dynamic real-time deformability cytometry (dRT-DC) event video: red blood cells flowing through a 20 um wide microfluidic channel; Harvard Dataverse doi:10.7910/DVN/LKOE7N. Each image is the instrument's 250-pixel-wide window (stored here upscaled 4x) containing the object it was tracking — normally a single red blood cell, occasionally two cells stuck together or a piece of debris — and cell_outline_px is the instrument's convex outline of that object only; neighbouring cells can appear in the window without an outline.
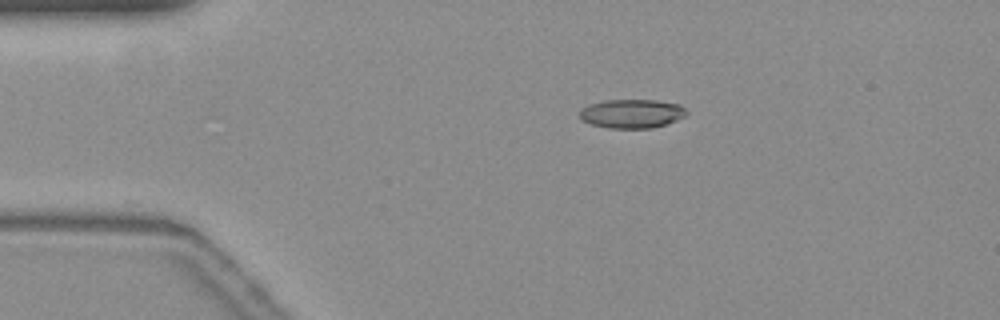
{"species": "common noctule bat (a hibernating species)", "species_latin": "Nyctalus noctula", "temperature_condition": "warm", "stored_images_in_passage": 46, "camera_frame_rate_fps": 3000, "um_per_image_px": 0.085, "animal": {"sex": "female", "body_mass_g": 19.3, "forearm_length_mm": 54.1}, "frame": {"image": 1, "passage_image": 1, "time_ms": 0.0, "image_size_px": [1000, 320], "cell_outline_px": [[688, 112], [684, 116], [676, 120], [652, 128], [608, 128], [592, 124], [584, 120], [580, 116], [580, 108], [588, 104], [604, 100], [656, 100], [680, 104]], "centroid_in_image_um": [53.69, 9.64], "position_along_channel_um": 31.3, "area_um2": 17.92}}
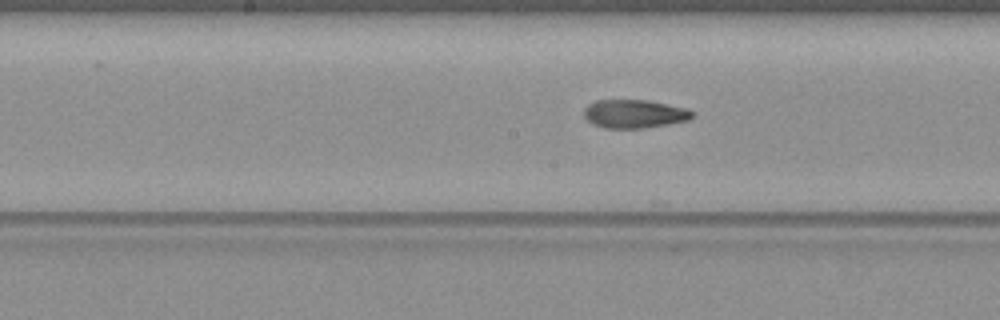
{"frame": {"image": 2, "passage_image": 18, "time_ms": 5.667, "image_size_px": [1000, 320], "cell_outline_px": [[692, 116], [688, 120], [668, 124], [644, 128], [604, 128], [592, 124], [584, 116], [584, 108], [588, 104], [596, 100], [648, 100], [688, 108], [692, 112]], "centroid_in_image_um": [53.9, 9.67], "position_along_channel_um": 194.3, "area_um2": 17.98}}
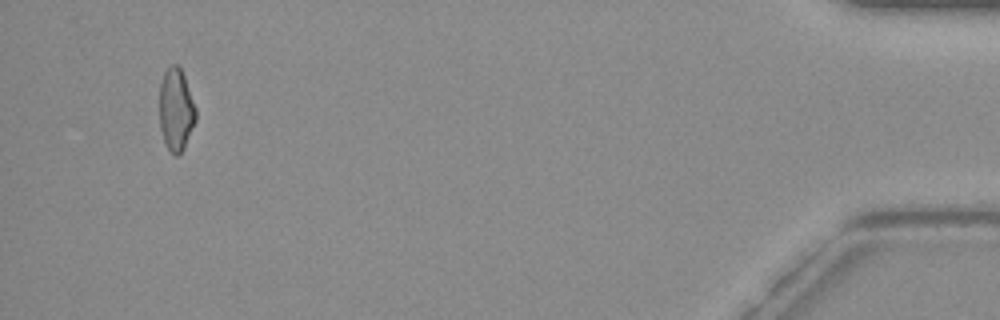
{"frame": {"image": 3, "passage_image": 43, "time_ms": 14.0, "image_size_px": [1000, 320], "cell_outline_px": [[196, 120], [184, 148], [180, 156], [176, 156], [168, 148], [164, 140], [160, 128], [160, 84], [164, 72], [172, 64], [176, 64], [180, 68], [184, 76], [196, 108]], "centroid_in_image_um": [14.97, 9.34], "position_along_channel_um": 420.2, "area_um2": 17.34}, "authors_computed_cell_mechanics": {"area_um2": 18.1492, "velocity_mm_per_s": 3.7207, "shape_relaxation_time_tau1_ms": null, "shape_relaxation_time_tau2_ms": 1.9432, "deformation_change_tau1": null, "deformation_change_tau2": 0.0787}}